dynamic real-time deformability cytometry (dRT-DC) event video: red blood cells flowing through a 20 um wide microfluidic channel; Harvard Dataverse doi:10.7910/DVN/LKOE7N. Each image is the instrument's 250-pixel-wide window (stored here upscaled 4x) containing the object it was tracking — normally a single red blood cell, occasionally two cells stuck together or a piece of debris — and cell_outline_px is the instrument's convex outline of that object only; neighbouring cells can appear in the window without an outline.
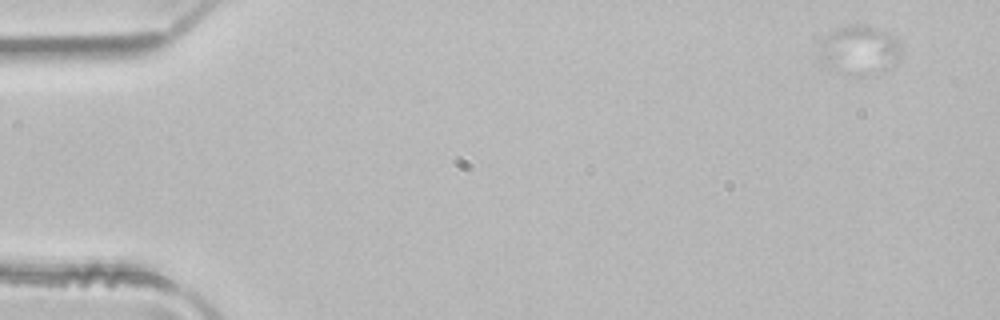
{"species": "common noctule bat (a hibernating species)", "species_latin": "Nyctalus noctula", "temperature_condition": "room temperature", "stored_images_in_passage": 4, "camera_frame_rate_fps": 3000, "um_per_image_px": 0.085, "animal": {"sex": "male", "body_mass_g": 21.5, "forearm_length_mm": 52.0}, "frame": {"image": 1, "passage_image": 1, "time_ms": 0.0, "image_size_px": [1000, 320], "cell_outline_px": [[900, 52], [896, 60], [892, 64], [876, 76], [824, 60], [820, 44], [836, 28], [848, 24], [860, 24], [876, 28], [888, 32], [900, 40]], "centroid_in_image_um": [73.21, 4.11], "position_along_channel_um": 11.8, "area_um2": 21.33}}
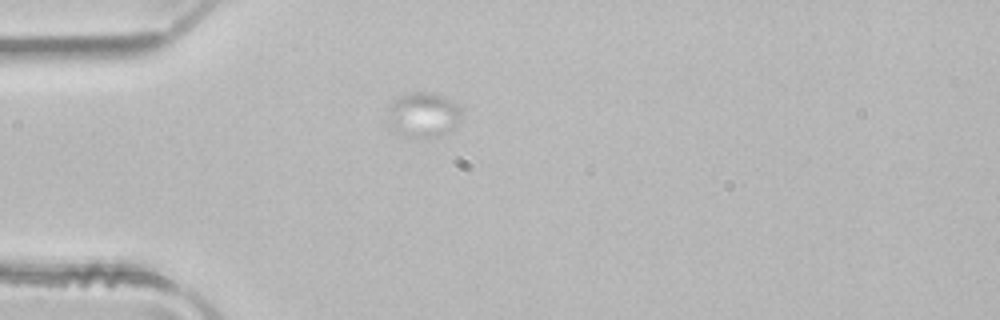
{"frame": {"image": 2, "passage_image": 4, "time_ms": 1.0, "image_size_px": [1000, 320], "cell_outline_px": [[460, 120], [456, 128], [436, 136], [408, 136], [396, 132], [388, 108], [404, 92], [432, 92], [444, 96], [460, 104]], "centroid_in_image_um": [36.07, 9.71], "position_along_channel_um": 48.9, "area_um2": 18.84}}